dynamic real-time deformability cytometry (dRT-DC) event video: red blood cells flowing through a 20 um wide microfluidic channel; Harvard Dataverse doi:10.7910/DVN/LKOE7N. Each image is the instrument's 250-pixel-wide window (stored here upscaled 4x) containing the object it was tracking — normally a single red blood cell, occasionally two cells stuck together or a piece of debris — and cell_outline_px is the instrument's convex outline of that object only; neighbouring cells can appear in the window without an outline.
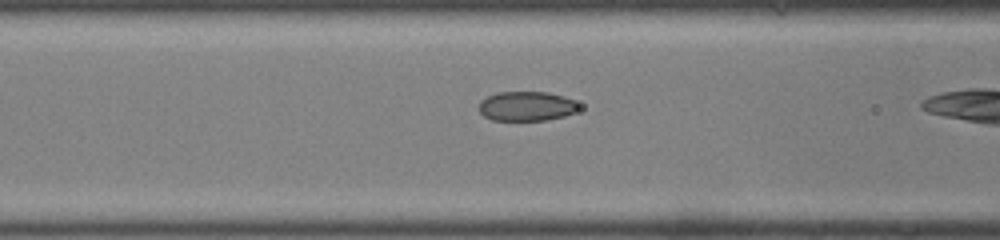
{"species": "common noctule bat (a hibernating species)", "species_latin": "Nyctalus noctula", "temperature_condition": "room temperature", "stored_images_in_passage": 35, "camera_frame_rate_fps": 3000, "um_per_image_px": 0.085, "animal": {"sex": "male", "body_mass_g": 19.0, "forearm_length_mm": 50.8}, "frame": {"image": 1, "passage_image": 16, "time_ms": 5.0, "image_size_px": [1000, 240], "cell_outline_px": [[580, 108], [576, 112], [564, 116], [544, 120], [492, 120], [484, 116], [480, 112], [480, 100], [496, 92], [548, 92], [564, 96], [580, 104]], "centroid_in_image_um": [44.78, 9.02], "position_along_channel_um": 121.8, "area_um2": 17.22}}
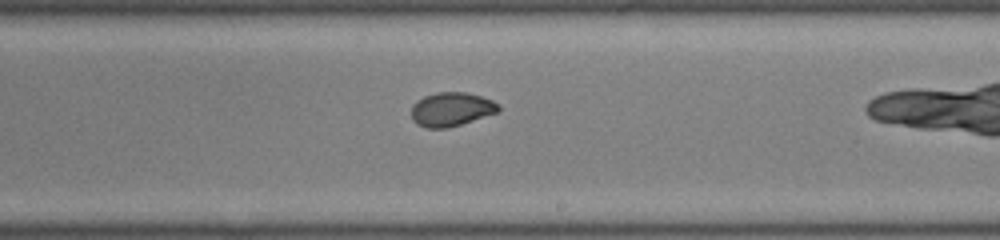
{"frame": {"image": 2, "passage_image": 25, "time_ms": 8.0, "image_size_px": [1000, 240], "cell_outline_px": [[500, 108], [496, 112], [448, 128], [428, 128], [416, 124], [412, 120], [412, 104], [416, 100], [424, 96], [436, 92], [464, 92], [480, 96], [492, 100], [500, 104]], "centroid_in_image_um": [38.32, 9.28], "position_along_channel_um": 250.7, "area_um2": 17.11}}
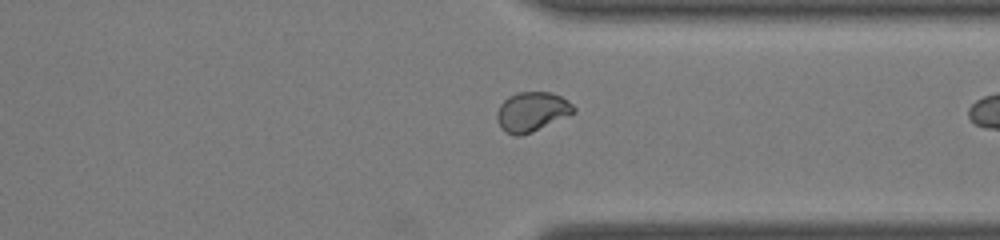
{"frame": {"image": 3, "passage_image": 33, "time_ms": 10.667, "image_size_px": [1000, 240], "cell_outline_px": [[576, 112], [532, 132], [520, 136], [516, 136], [504, 132], [500, 128], [496, 120], [496, 112], [500, 104], [508, 96], [516, 92], [552, 92], [568, 100], [576, 108]], "centroid_in_image_um": [45.18, 9.5], "position_along_channel_um": 366.2, "area_um2": 17.92}}